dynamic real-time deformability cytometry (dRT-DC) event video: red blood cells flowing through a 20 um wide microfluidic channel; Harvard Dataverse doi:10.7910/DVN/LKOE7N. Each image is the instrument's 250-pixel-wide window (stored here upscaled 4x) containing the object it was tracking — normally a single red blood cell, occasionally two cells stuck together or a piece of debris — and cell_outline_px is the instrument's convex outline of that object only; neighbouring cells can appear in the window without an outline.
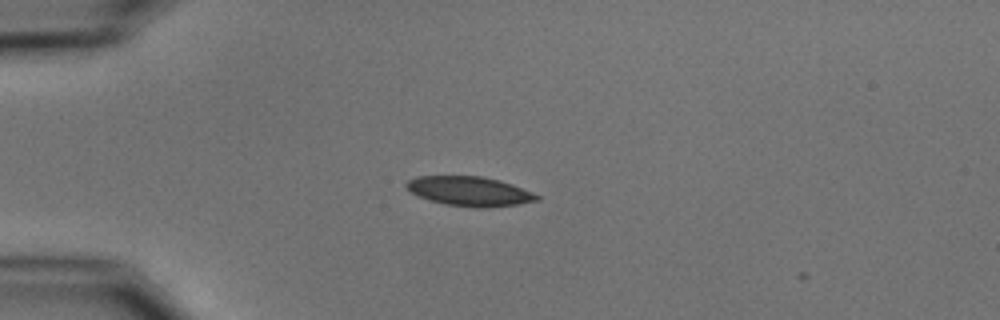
{"species": "common noctule bat (a hibernating species)", "species_latin": "Nyctalus noctula", "temperature_condition": "cold", "stored_images_in_passage": 5, "camera_frame_rate_fps": 3000, "um_per_image_px": 0.085, "animal": {"sex": "male", "body_mass_g": 15.6}, "frame": {"image": 1, "passage_image": 2, "time_ms": 0.333, "image_size_px": [1000, 320], "cell_outline_px": [[540, 200], [516, 204], [480, 208], [476, 208], [444, 204], [428, 200], [416, 196], [404, 188], [404, 184], [408, 180], [416, 176], [480, 176], [500, 180], [512, 184], [532, 192], [540, 196]], "centroid_in_image_um": [39.84, 16.25], "position_along_channel_um": 45.2, "area_um2": 22.6}}